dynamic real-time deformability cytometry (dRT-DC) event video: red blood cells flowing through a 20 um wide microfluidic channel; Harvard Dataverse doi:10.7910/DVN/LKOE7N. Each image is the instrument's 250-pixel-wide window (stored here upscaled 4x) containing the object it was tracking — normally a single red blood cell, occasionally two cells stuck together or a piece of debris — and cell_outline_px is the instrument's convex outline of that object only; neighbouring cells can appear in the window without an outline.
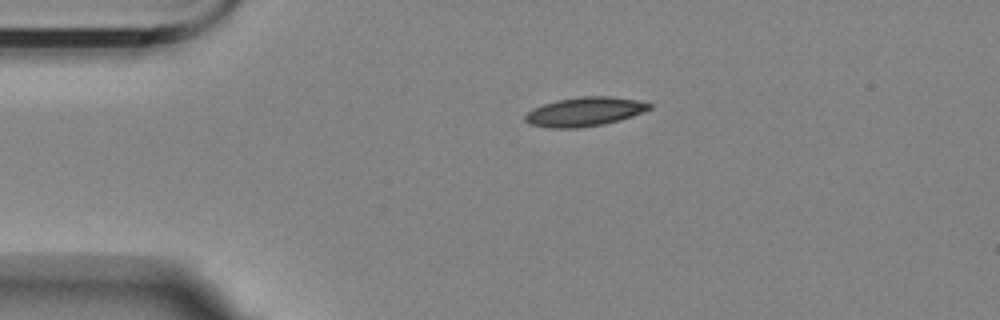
{"species": "Egyptian fruit bat (a non-hibernating species)", "species_latin": "Rousettus aegyptiacus", "temperature_condition": "room temperature", "stored_images_in_passage": 2, "camera_frame_rate_fps": 3000, "um_per_image_px": 0.085, "animal": {"sex": "female"}, "frame": {"image": 1, "passage_image": 1, "time_ms": 0.0, "image_size_px": [1000, 320], "cell_outline_px": [[652, 108], [632, 116], [620, 120], [604, 124], [576, 128], [548, 128], [528, 124], [524, 120], [524, 116], [532, 108], [556, 100], [584, 96], [608, 96], [636, 100], [652, 104]], "centroid_in_image_um": [49.66, 9.5], "position_along_channel_um": 35.3, "area_um2": 21.04}}